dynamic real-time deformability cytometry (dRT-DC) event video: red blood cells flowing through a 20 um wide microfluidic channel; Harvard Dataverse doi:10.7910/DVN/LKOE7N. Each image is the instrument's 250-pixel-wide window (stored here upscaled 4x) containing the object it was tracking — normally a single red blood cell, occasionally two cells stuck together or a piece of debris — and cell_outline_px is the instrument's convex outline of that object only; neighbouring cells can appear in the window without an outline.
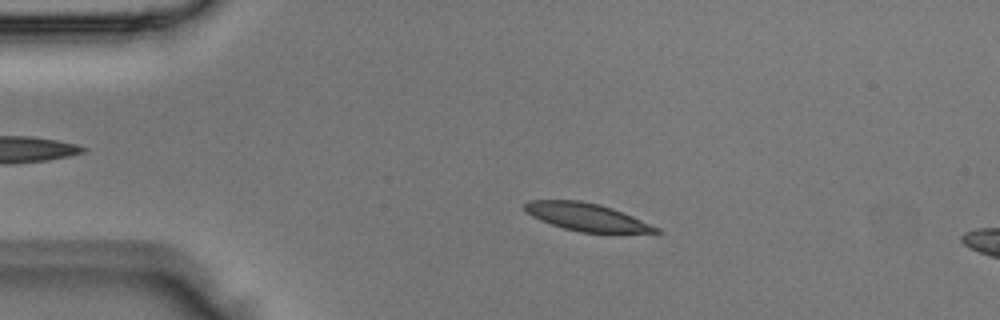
{"species": "Egyptian fruit bat (a non-hibernating species)", "species_latin": "Rousettus aegyptiacus", "temperature_condition": "room temperature", "stored_images_in_passage": 3, "camera_frame_rate_fps": 3000, "um_per_image_px": 0.085, "animal": {"sex": "male"}, "frame": {"image": 1, "passage_image": 2, "time_ms": 0.333, "image_size_px": [1000, 320], "cell_outline_px": [[660, 232], [580, 232], [564, 228], [540, 220], [532, 216], [524, 208], [524, 204], [528, 200], [580, 200], [600, 204], [612, 208], [632, 216], [660, 228]], "centroid_in_image_um": [49.83, 18.43], "position_along_channel_um": 35.2, "area_um2": 20.81}}